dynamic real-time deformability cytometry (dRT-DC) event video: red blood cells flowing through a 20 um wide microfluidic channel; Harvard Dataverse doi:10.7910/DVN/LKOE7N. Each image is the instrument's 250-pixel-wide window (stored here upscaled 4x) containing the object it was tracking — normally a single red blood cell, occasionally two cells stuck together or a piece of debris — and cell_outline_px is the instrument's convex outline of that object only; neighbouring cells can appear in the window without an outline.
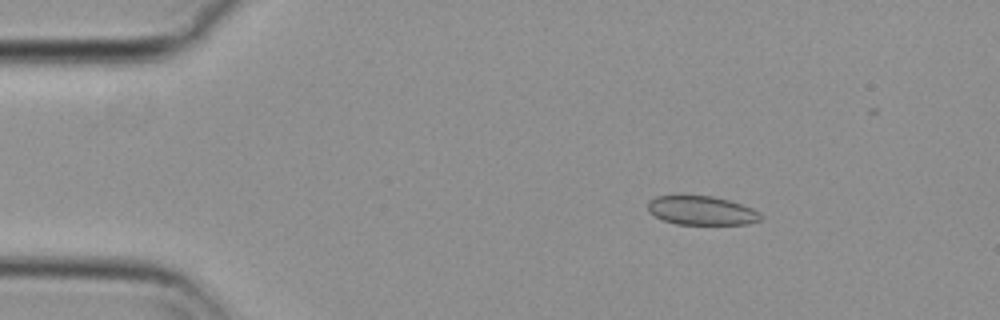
{"species": "common noctule bat (a hibernating species)", "species_latin": "Nyctalus noctula", "temperature_condition": "cold", "stored_images_in_passage": 54, "camera_frame_rate_fps": 3000, "um_per_image_px": 0.085, "animal": {"sex": "female", "body_mass_g": 29.2, "forearm_length_mm": 56.3}, "frame": {"image": 1, "passage_image": 6, "time_ms": 1.667, "image_size_px": [1000, 320], "cell_outline_px": [[764, 216], [760, 220], [748, 224], [676, 224], [664, 220], [656, 216], [648, 208], [648, 200], [656, 196], [712, 196], [728, 200], [752, 208], [760, 212]], "centroid_in_image_um": [59.67, 17.9], "position_along_channel_um": 25.3, "area_um2": 18.84}}
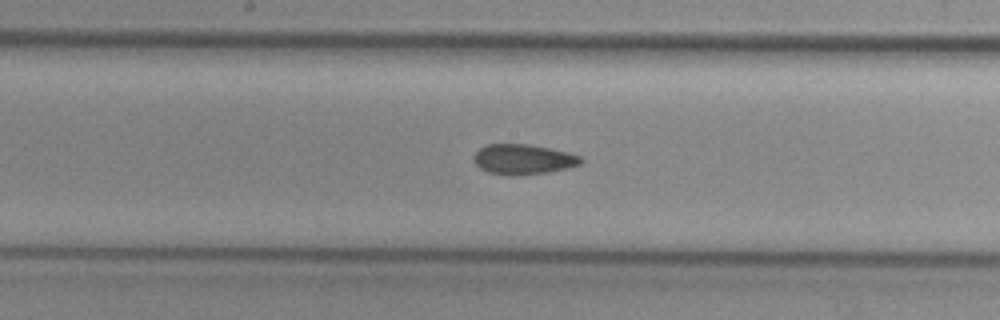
{"frame": {"image": 2, "passage_image": 26, "time_ms": 8.333, "image_size_px": [1000, 320], "cell_outline_px": [[584, 160], [580, 164], [568, 168], [548, 172], [512, 176], [488, 172], [480, 168], [472, 160], [472, 156], [480, 148], [488, 144], [528, 144], [568, 152], [580, 156]], "centroid_in_image_um": [44.46, 13.54], "position_along_channel_um": 203.7, "area_um2": 18.84}}
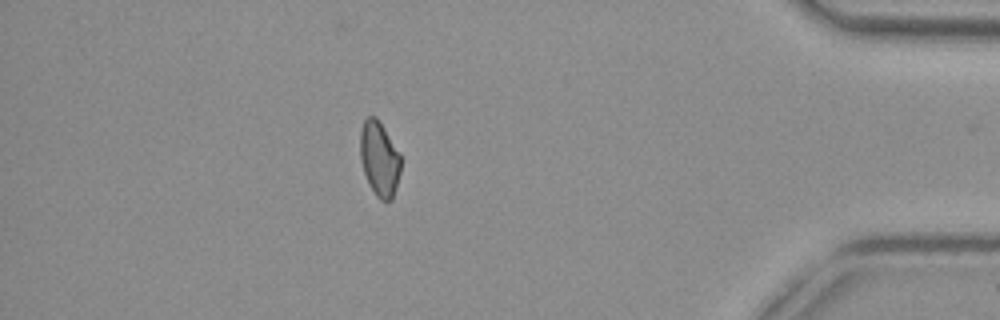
{"frame": {"image": 3, "passage_image": 46, "time_ms": 15.0, "image_size_px": [1000, 320], "cell_outline_px": [[400, 172], [396, 188], [392, 200], [380, 200], [376, 196], [368, 184], [360, 160], [360, 132], [364, 120], [368, 116], [376, 116], [400, 152]], "centroid_in_image_um": [32.24, 13.5], "position_along_channel_um": 403.0, "area_um2": 17.8}, "authors_computed_cell_mechanics": {"area_um2": 18.6983, "velocity_mm_per_s": 3.6909, "shape_relaxation_time_tau1_ms": null, "shape_relaxation_time_tau2_ms": 3.8931, "deformation_change_tau1": null, "deformation_change_tau2": 0.0681}}